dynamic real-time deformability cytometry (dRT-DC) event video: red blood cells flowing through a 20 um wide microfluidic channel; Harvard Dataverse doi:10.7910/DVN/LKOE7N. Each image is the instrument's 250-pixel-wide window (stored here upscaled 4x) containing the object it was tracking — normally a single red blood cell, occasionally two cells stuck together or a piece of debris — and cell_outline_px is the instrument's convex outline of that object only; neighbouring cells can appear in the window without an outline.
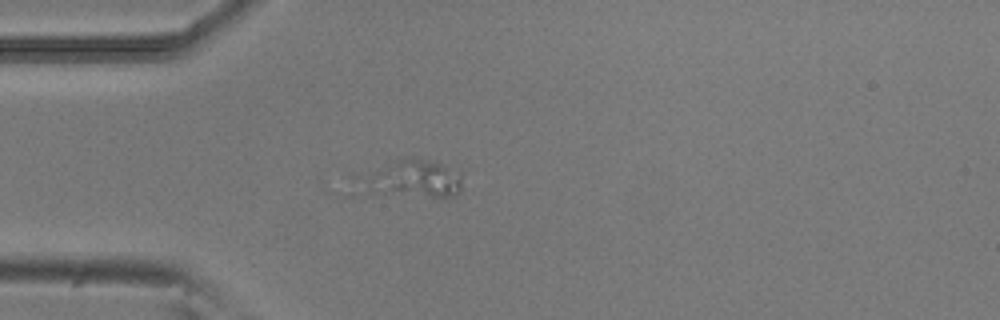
{"species": "common noctule bat (a hibernating species)", "species_latin": "Nyctalus noctula", "temperature_condition": "room temperature", "stored_images_in_passage": 49, "segment_of_instrument_passage": [2, 3], "camera_frame_rate_fps": 3000, "um_per_image_px": 0.085, "animal": {"sex": "male", "body_mass_g": 20.5, "forearm_length_mm": 52.5}, "frame": {"image": 1, "passage_image": 8, "time_ms": 2.333, "image_size_px": [1000, 320], "cell_outline_px": [[460, 192], [452, 196], [352, 196], [348, 176], [352, 172], [392, 160], [408, 156], [432, 160], [460, 168]], "centroid_in_image_um": [34.55, 15.21], "position_along_channel_um": 50.5, "area_um2": 26.36}}
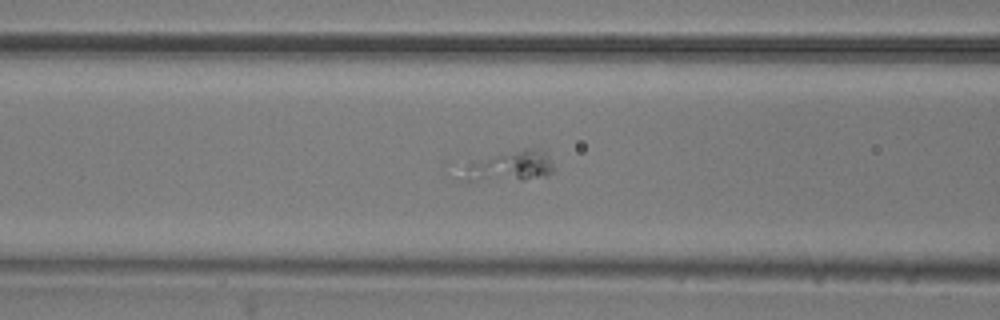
{"frame": {"image": 2, "passage_image": 15, "time_ms": 4.667, "image_size_px": [1000, 320], "cell_outline_px": [[556, 168], [548, 176], [524, 180], [464, 180], [456, 176], [468, 160], [524, 148], [536, 148], [548, 152]], "centroid_in_image_um": [43.3, 14.11], "position_along_channel_um": 123.3, "area_um2": 17.17}}
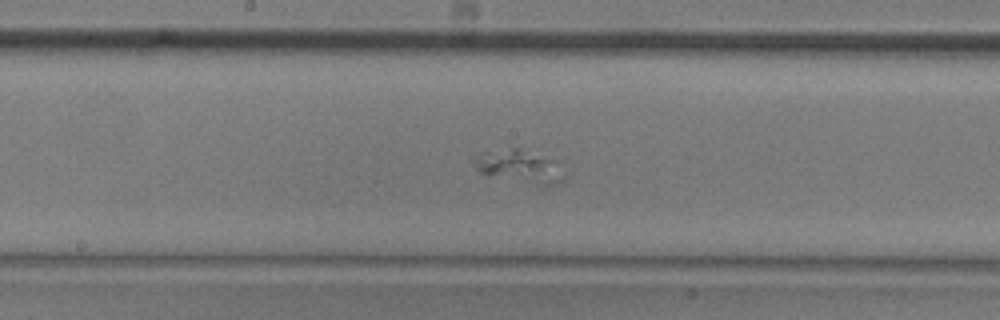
{"frame": {"image": 3, "passage_image": 22, "time_ms": 7.0, "image_size_px": [1000, 320], "cell_outline_px": [[564, 180], [556, 184], [536, 184], [480, 172], [472, 164], [472, 160], [484, 152], [512, 148], [520, 148], [548, 160], [564, 176]], "centroid_in_image_um": [44.05, 14.14], "position_along_channel_um": 204.1, "area_um2": 15.84}}